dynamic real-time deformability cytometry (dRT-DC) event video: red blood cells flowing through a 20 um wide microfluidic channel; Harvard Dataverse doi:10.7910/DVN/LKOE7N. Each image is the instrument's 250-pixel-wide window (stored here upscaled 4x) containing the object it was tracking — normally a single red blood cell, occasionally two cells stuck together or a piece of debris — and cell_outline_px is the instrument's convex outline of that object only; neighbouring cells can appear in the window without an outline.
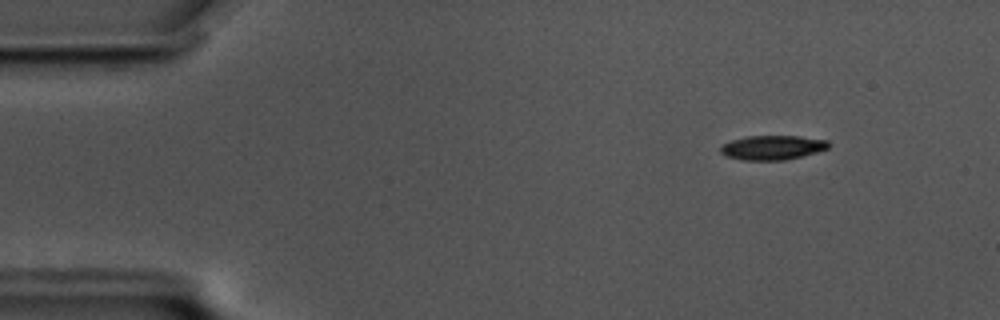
{"species": "common noctule bat (a hibernating species)", "species_latin": "Nyctalus noctula", "temperature_condition": "cold", "stored_images_in_passage": 52, "camera_frame_rate_fps": 3000, "um_per_image_px": 0.085, "animal": {"sex": "male", "body_mass_g": 17.5, "forearm_length_mm": 52.3}, "frame": {"image": 1, "passage_image": 1, "time_ms": 0.0, "image_size_px": [1000, 320], "cell_outline_px": [[828, 148], [816, 152], [784, 160], [740, 160], [724, 156], [720, 152], [720, 148], [724, 144], [732, 140], [748, 136], [796, 136], [828, 140]], "centroid_in_image_um": [65.61, 12.55], "position_along_channel_um": 19.4, "area_um2": 15.2}}
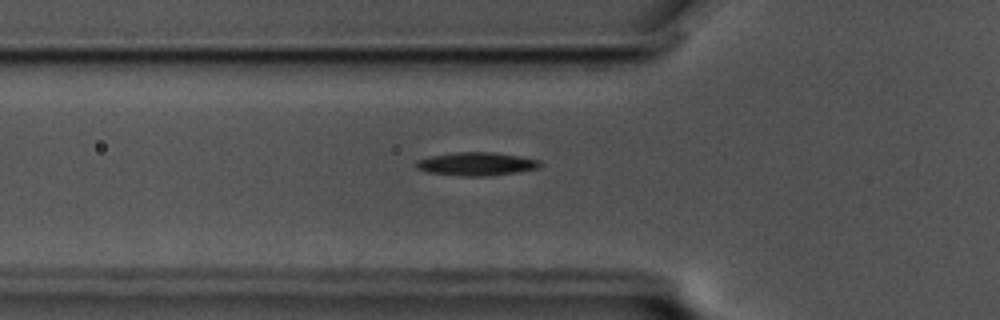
{"frame": {"image": 2, "passage_image": 14, "time_ms": 4.333, "image_size_px": [1000, 320], "cell_outline_px": [[544, 164], [540, 168], [516, 172], [484, 176], [460, 176], [428, 172], [416, 168], [416, 160], [432, 156], [456, 152], [496, 152], [520, 156], [540, 160]], "centroid_in_image_um": [40.54, 13.93], "position_along_channel_um": 85.3, "area_um2": 16.88}}
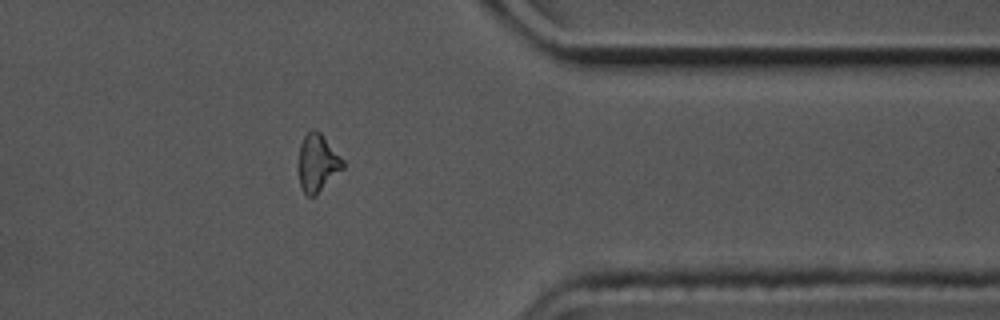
{"frame": {"image": 3, "passage_image": 41, "time_ms": 13.333, "image_size_px": [1000, 320], "cell_outline_px": [[344, 168], [316, 196], [308, 196], [304, 192], [300, 184], [300, 144], [304, 136], [312, 128], [320, 132], [344, 160]], "centroid_in_image_um": [27.02, 13.85], "position_along_channel_um": 384.4, "area_um2": 14.68}, "authors_computed_cell_mechanics": {"area_um2": 15.8372, "velocity_mm_per_s": 3.4765, "shape_relaxation_time_tau1_ms": 2.9449, "shape_relaxation_time_tau2_ms": null, "deformation_change_tau1": 0.1341, "deformation_change_tau2": null}}